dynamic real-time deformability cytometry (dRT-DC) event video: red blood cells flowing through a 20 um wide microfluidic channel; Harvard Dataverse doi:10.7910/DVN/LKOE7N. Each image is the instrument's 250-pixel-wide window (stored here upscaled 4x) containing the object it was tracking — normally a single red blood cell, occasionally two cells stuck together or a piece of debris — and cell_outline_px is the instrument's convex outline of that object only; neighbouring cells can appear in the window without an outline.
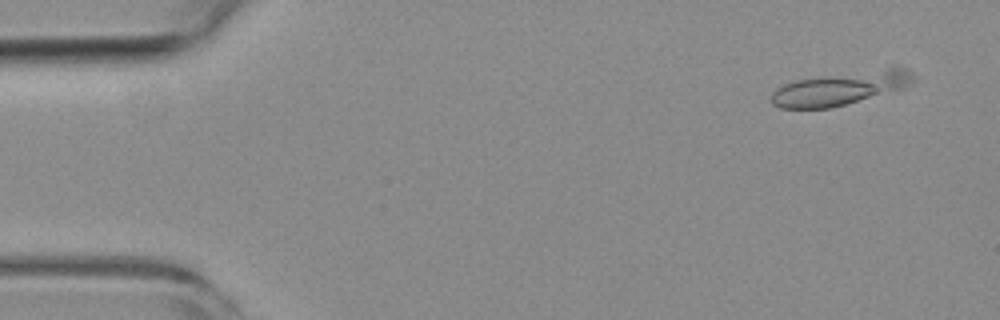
{"species": "common noctule bat (a hibernating species)", "species_latin": "Nyctalus noctula", "temperature_condition": "room temperature", "stored_images_in_passage": 51, "camera_frame_rate_fps": 3000, "um_per_image_px": 0.085, "animal": {"sex": "female", "body_mass_g": 19.3, "forearm_length_mm": 54.1}, "frame": {"image": 1, "passage_image": 4, "time_ms": 1.0, "image_size_px": [1000, 320], "cell_outline_px": [[916, 80], [904, 88], [844, 104], [828, 108], [780, 108], [772, 104], [772, 92], [776, 88], [784, 84], [796, 80], [888, 68], [908, 68], [912, 72]], "centroid_in_image_um": [71.44, 7.51], "position_along_channel_um": 13.6, "area_um2": 26.82}}